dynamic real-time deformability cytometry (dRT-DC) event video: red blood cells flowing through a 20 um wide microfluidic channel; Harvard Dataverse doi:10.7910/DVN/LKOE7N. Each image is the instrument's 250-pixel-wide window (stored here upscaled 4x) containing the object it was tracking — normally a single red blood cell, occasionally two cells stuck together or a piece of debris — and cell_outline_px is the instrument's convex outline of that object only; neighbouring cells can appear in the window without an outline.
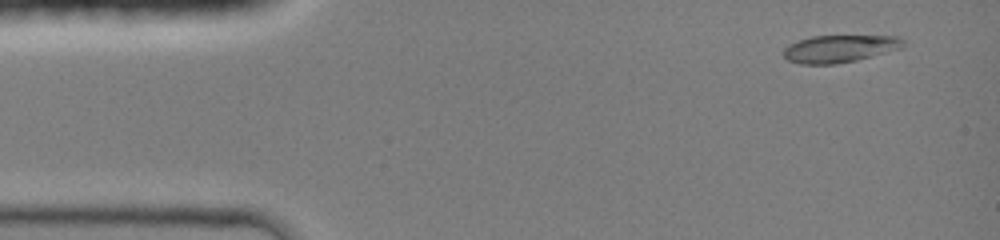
{"species": "common noctule bat (a hibernating species)", "species_latin": "Nyctalus noctula", "temperature_condition": "room temperature", "stored_images_in_passage": 21, "camera_frame_rate_fps": 3000, "um_per_image_px": 0.085, "animal": {"sex": "female", "body_mass_g": 19.0, "forearm_length_mm": 51.5}, "frame": {"image": 1, "passage_image": 2, "time_ms": 0.667, "image_size_px": [1000, 240], "cell_outline_px": [[904, 44], [900, 48], [856, 60], [836, 64], [800, 64], [788, 60], [784, 56], [784, 48], [788, 44], [812, 36], [896, 36], [904, 40]], "centroid_in_image_um": [71.33, 4.14], "position_along_channel_um": 13.7, "area_um2": 18.84}}
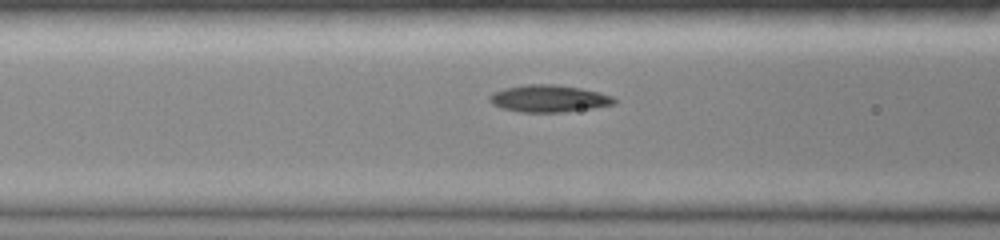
{"frame": {"image": 2, "passage_image": 13, "time_ms": 5.333, "image_size_px": [1000, 240], "cell_outline_px": [[616, 104], [592, 108], [564, 112], [520, 112], [500, 108], [492, 104], [488, 100], [488, 96], [492, 92], [504, 88], [524, 84], [556, 84], [580, 88], [600, 92], [612, 96], [616, 100]], "centroid_in_image_um": [46.61, 8.37], "position_along_channel_um": 120.0, "area_um2": 19.94}}
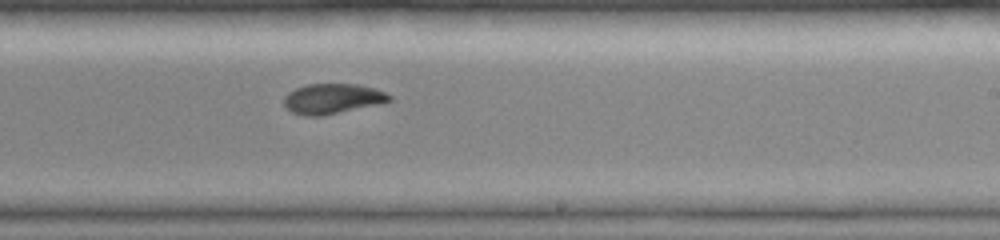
{"frame": {"image": 3, "passage_image": 21, "time_ms": 8.667, "image_size_px": [1000, 240], "cell_outline_px": [[392, 100], [380, 104], [320, 116], [304, 116], [292, 112], [284, 104], [284, 96], [288, 92], [296, 88], [308, 84], [356, 84], [372, 88], [384, 92], [392, 96]], "centroid_in_image_um": [28.25, 8.39], "position_along_channel_um": 260.8, "area_um2": 18.38}}